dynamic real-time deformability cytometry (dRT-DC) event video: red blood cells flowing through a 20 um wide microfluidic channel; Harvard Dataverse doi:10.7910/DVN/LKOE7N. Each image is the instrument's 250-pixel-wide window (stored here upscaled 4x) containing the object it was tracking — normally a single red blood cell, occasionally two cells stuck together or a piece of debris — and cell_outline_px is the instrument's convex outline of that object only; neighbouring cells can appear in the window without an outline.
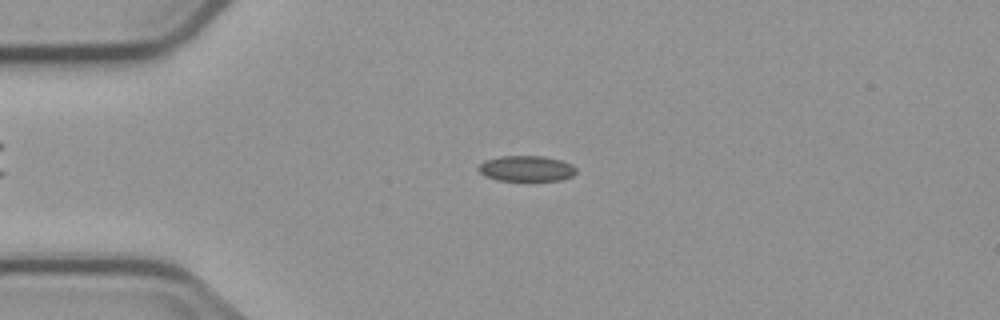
{"species": "common noctule bat (a hibernating species)", "species_latin": "Nyctalus noctula", "temperature_condition": "cold", "stored_images_in_passage": 3, "camera_frame_rate_fps": 3000, "um_per_image_px": 0.085, "animal": {"sex": "male", "body_mass_g": 23.1, "forearm_length_mm": 52.7}, "frame": {"image": 1, "passage_image": 1, "time_ms": 0.0, "image_size_px": [1000, 320], "cell_outline_px": [[576, 172], [572, 176], [564, 180], [496, 180], [484, 176], [476, 168], [484, 160], [500, 156], [544, 156], [560, 160], [572, 164], [576, 168]], "centroid_in_image_um": [44.73, 14.32], "position_along_channel_um": 40.3, "area_um2": 14.68}}
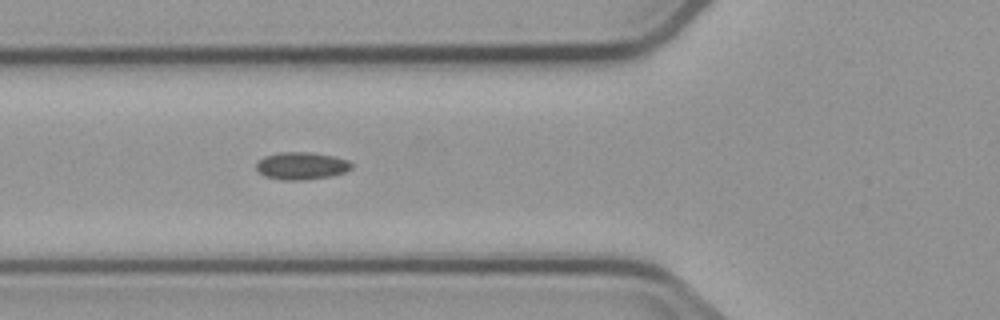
{"frame": {"image": 2, "passage_image": 3, "time_ms": 2.333, "image_size_px": [1000, 320], "cell_outline_px": [[352, 168], [344, 172], [332, 176], [300, 180], [284, 180], [264, 176], [256, 168], [256, 164], [264, 156], [280, 152], [308, 152], [332, 156], [348, 160], [352, 164]], "centroid_in_image_um": [25.62, 14.09], "position_along_channel_um": 100.2, "area_um2": 15.09}}